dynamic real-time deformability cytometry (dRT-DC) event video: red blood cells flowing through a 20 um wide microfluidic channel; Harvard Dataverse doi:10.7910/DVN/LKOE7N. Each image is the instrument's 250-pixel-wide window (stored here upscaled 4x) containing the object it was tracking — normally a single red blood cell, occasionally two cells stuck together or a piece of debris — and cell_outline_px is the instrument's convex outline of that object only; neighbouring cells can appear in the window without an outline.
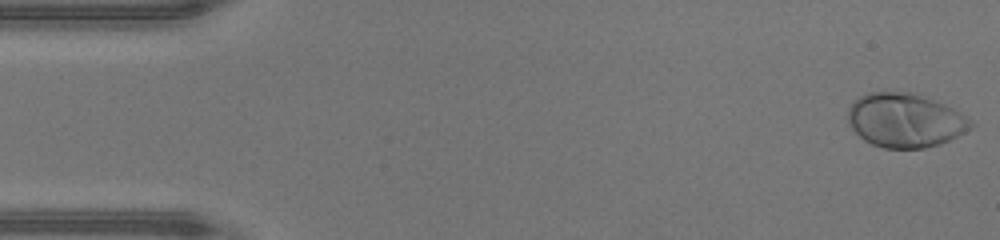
{"species": "human", "species_latin": "Homo sapiens", "temperature_condition": "warm", "stored_images_in_passage": 41, "camera_frame_rate_fps": 3000, "um_per_image_px": 0.085, "donor": {"sex": "male"}, "frame": {"image": 1, "passage_image": 1, "time_ms": 0.0, "image_size_px": [1000, 240], "cell_outline_px": [[976, 124], [972, 128], [940, 144], [924, 148], [884, 148], [872, 144], [864, 140], [848, 124], [848, 108], [852, 100], [860, 96], [872, 92], [912, 92], [944, 104], [952, 108], [972, 120]], "centroid_in_image_um": [76.92, 10.22], "position_along_channel_um": 8.1, "area_um2": 38.67}}
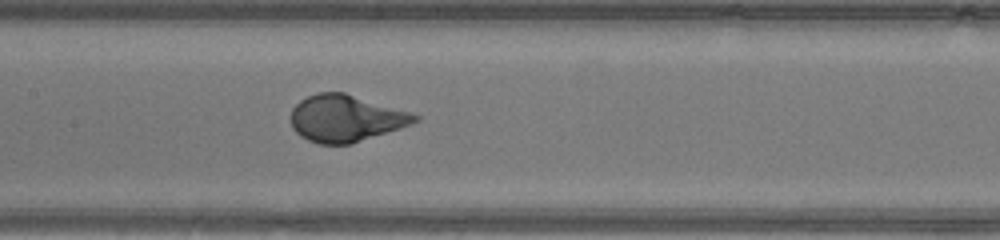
{"frame": {"image": 2, "passage_image": 22, "time_ms": 7.0, "image_size_px": [1000, 240], "cell_outline_px": [[420, 120], [412, 124], [352, 144], [320, 144], [308, 140], [300, 136], [292, 128], [292, 108], [300, 100], [316, 92], [344, 92], [408, 112], [420, 116]], "centroid_in_image_um": [29.37, 10.06], "position_along_channel_um": 178.0, "area_um2": 33.58}}
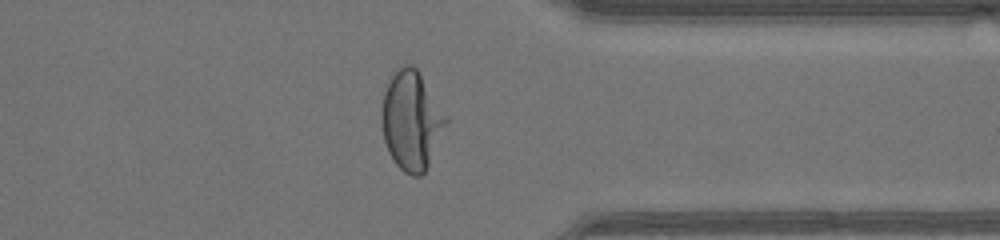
{"frame": {"image": 3, "passage_image": 36, "time_ms": 11.667, "image_size_px": [1000, 240], "cell_outline_px": [[448, 124], [424, 172], [420, 176], [412, 176], [404, 172], [396, 164], [388, 152], [384, 140], [380, 116], [380, 112], [384, 92], [388, 76], [404, 64], [412, 64], [416, 68], [448, 116]], "centroid_in_image_um": [34.95, 10.22], "position_along_channel_um": 376.4, "area_um2": 37.34}, "authors_computed_cell_mechanics": {"area_um2": 35.1424, "velocity_mm_per_s": 4.4147, "shape_relaxation_time_tau1_ms": 2.6242, "shape_relaxation_time_tau2_ms": null, "deformation_change_tau1": 0.2328, "deformation_change_tau2": null}}